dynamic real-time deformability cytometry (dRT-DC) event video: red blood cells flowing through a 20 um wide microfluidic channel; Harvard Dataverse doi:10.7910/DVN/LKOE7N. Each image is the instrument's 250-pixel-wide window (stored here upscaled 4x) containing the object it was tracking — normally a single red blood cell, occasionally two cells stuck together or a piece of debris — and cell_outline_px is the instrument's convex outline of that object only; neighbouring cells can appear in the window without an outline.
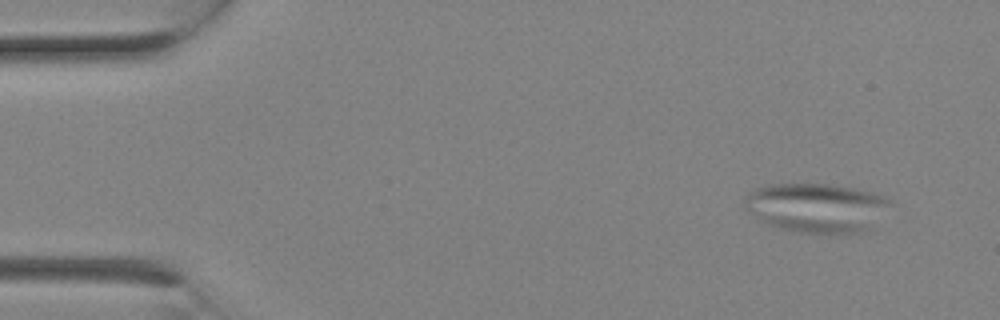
{"species": "Egyptian fruit bat (a non-hibernating species)", "species_latin": "Rousettus aegyptiacus", "temperature_condition": "room temperature", "stored_images_in_passage": 2, "segment_of_instrument_passage": [2, 2], "camera_frame_rate_fps": 3000, "um_per_image_px": 0.085, "animal": {"sex": "female"}, "frame": {"image": 1, "passage_image": 2, "time_ms": 0.333, "image_size_px": [1000, 320], "cell_outline_px": [[892, 204], [872, 228], [860, 232], [804, 232], [780, 228], [764, 224], [748, 212], [744, 208], [744, 204], [748, 192], [756, 188], [768, 184], [828, 184], [856, 188], [872, 192], [884, 196], [892, 200]], "centroid_in_image_um": [69.4, 17.63], "position_along_channel_um": 15.6, "area_um2": 41.85}}